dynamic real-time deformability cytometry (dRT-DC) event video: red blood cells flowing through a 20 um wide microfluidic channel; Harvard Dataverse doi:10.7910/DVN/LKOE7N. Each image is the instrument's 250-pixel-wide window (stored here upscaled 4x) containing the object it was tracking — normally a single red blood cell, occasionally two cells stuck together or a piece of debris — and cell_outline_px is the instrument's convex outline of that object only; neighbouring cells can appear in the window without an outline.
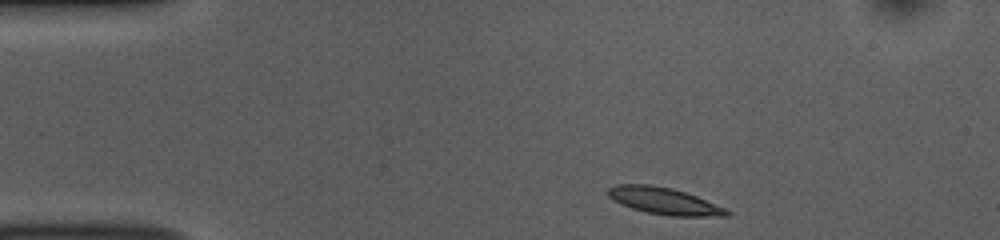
{"species": "common noctule bat (a hibernating species)", "species_latin": "Nyctalus noctula", "temperature_condition": "room temperature", "stored_images_in_passage": 44, "camera_frame_rate_fps": 3000, "um_per_image_px": 0.085, "animal": {"sex": "female", "body_mass_g": 10.0, "forearm_length_mm": 53.1}, "frame": {"image": 1, "passage_image": 1, "time_ms": 0.0, "image_size_px": [1000, 240], "cell_outline_px": [[732, 212], [728, 216], [668, 216], [644, 212], [620, 204], [612, 200], [608, 196], [608, 188], [616, 184], [648, 184], [672, 188], [696, 196], [724, 208]], "centroid_in_image_um": [56.41, 17.09], "position_along_channel_um": 28.6, "area_um2": 18.55}}
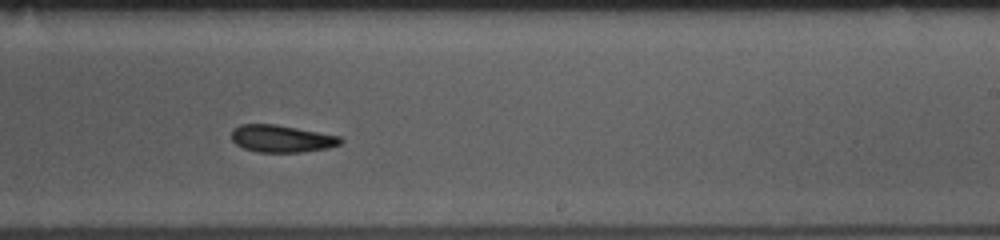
{"frame": {"image": 2, "passage_image": 24, "time_ms": 7.667, "image_size_px": [1000, 240], "cell_outline_px": [[344, 140], [340, 144], [328, 148], [304, 152], [256, 152], [244, 148], [236, 144], [232, 140], [232, 128], [240, 124], [276, 124], [340, 136]], "centroid_in_image_um": [23.93, 11.78], "position_along_channel_um": 265.1, "area_um2": 17.4}}
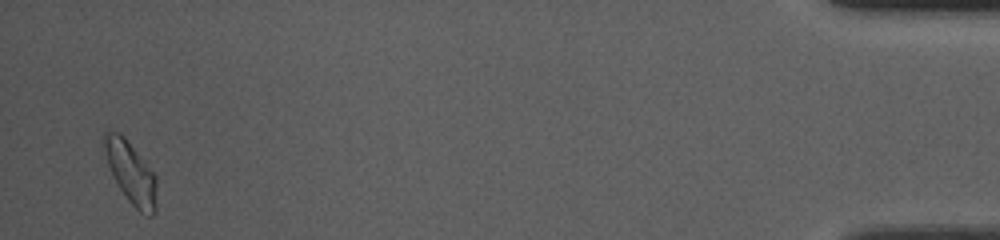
{"frame": {"image": 3, "passage_image": 43, "time_ms": 14.0, "image_size_px": [1000, 240], "cell_outline_px": [[156, 212], [152, 216], [144, 216], [128, 200], [120, 188], [108, 164], [104, 152], [104, 132], [120, 132], [124, 136], [156, 176]], "centroid_in_image_um": [11.15, 14.71], "position_along_channel_um": 424.1, "area_um2": 18.55}, "authors_computed_cell_mechanics": {"area_um2": 17.9758, "velocity_mm_per_s": 3.8169, "shape_relaxation_time_tau1_ms": 3.4069, "shape_relaxation_time_tau2_ms": null, "deformation_change_tau1": 0.1077, "deformation_change_tau2": null}}